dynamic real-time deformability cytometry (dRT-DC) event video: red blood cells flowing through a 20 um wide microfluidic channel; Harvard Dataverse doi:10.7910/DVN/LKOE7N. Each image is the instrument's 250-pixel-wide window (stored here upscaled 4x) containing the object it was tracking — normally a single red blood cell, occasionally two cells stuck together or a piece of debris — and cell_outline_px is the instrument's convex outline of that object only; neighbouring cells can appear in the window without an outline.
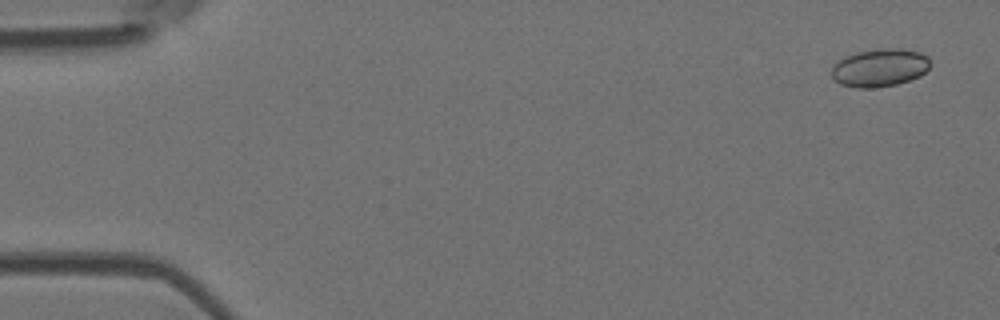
{"species": "Egyptian fruit bat (a non-hibernating species)", "species_latin": "Rousettus aegyptiacus", "temperature_condition": "room temperature", "stored_images_in_passage": 6, "camera_frame_rate_fps": 3000, "um_per_image_px": 0.085, "animal": {"sex": "female"}, "frame": {"image": 1, "passage_image": 1, "time_ms": 0.0, "image_size_px": [1000, 320], "cell_outline_px": [[932, 64], [920, 76], [896, 84], [872, 88], [856, 88], [840, 84], [832, 76], [832, 64], [844, 56], [856, 52], [880, 48], [900, 48], [920, 52], [928, 56]], "centroid_in_image_um": [74.77, 5.74], "position_along_channel_um": 10.2, "area_um2": 22.02}}